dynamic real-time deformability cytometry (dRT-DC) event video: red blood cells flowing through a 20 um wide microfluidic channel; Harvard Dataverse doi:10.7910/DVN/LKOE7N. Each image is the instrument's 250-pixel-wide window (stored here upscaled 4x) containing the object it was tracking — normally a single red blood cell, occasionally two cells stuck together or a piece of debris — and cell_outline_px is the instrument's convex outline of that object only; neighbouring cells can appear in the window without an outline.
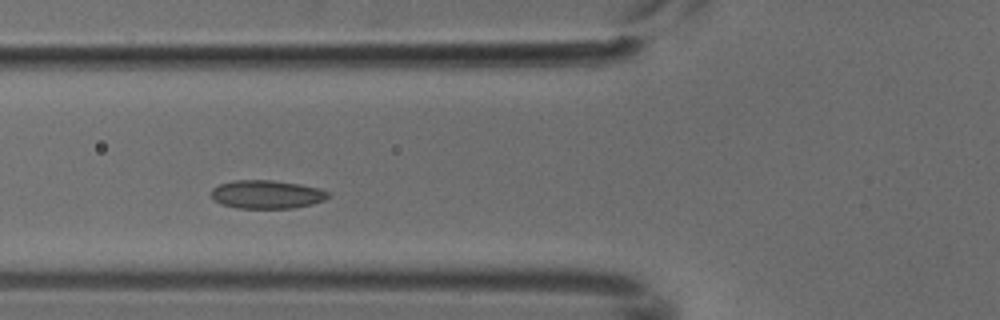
{"species": "common noctule bat (a hibernating species)", "species_latin": "Nyctalus noctula", "temperature_condition": "cold", "stored_images_in_passage": 7, "camera_frame_rate_fps": 3000, "um_per_image_px": 0.085, "animal": {"sex": "male", "body_mass_g": 18.8}, "frame": {"image": 1, "passage_image": 5, "time_ms": 1.333, "image_size_px": [1000, 320], "cell_outline_px": [[328, 196], [324, 200], [312, 204], [292, 208], [236, 208], [220, 204], [208, 192], [212, 188], [220, 184], [236, 180], [272, 180], [300, 184], [320, 188], [328, 192]], "centroid_in_image_um": [22.65, 16.52], "position_along_channel_um": 103.2, "area_um2": 19.36}}
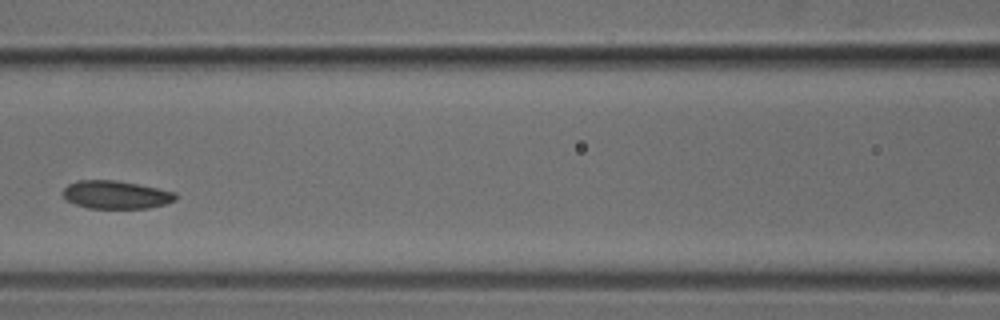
{"frame": {"image": 2, "passage_image": 6, "time_ms": 1.667, "image_size_px": [1000, 320], "cell_outline_px": [[176, 200], [164, 204], [148, 208], [88, 208], [64, 200], [64, 188], [68, 184], [76, 180], [116, 180], [176, 192]], "centroid_in_image_um": [9.83, 16.55], "position_along_channel_um": 156.8, "area_um2": 18.32}}
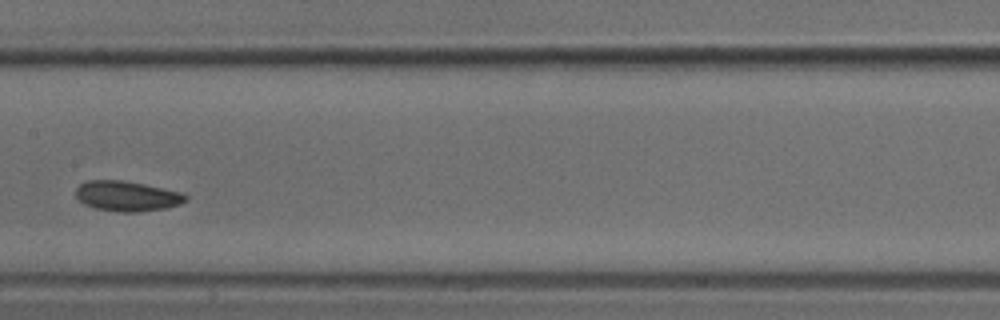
{"frame": {"image": 3, "passage_image": 7, "time_ms": 2.0, "image_size_px": [1000, 320], "cell_outline_px": [[188, 196], [180, 204], [164, 208], [136, 212], [120, 212], [96, 208], [84, 204], [76, 196], [76, 188], [80, 184], [88, 180], [124, 180], [144, 184], [180, 192]], "centroid_in_image_um": [10.76, 16.66], "position_along_channel_um": 196.6, "area_um2": 19.07}}